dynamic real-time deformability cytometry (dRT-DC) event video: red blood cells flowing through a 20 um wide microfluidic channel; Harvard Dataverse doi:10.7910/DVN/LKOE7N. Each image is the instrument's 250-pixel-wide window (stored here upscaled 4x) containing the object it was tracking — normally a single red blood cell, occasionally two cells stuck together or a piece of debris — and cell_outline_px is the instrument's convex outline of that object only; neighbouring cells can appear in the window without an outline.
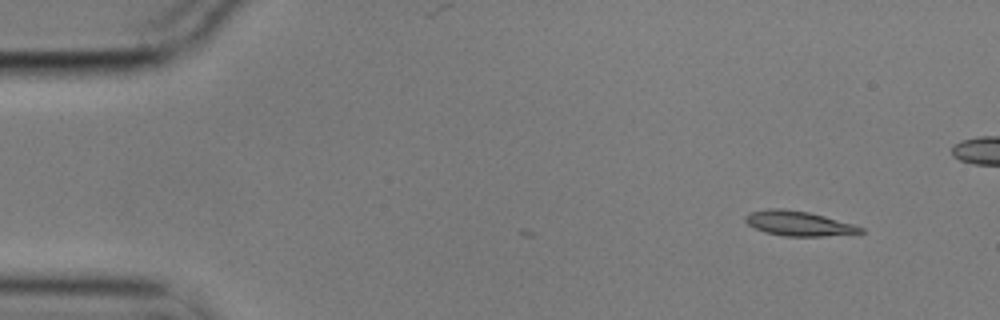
{"species": "common noctule bat (a hibernating species)", "species_latin": "Nyctalus noctula", "temperature_condition": "cold", "stored_images_in_passage": 5, "camera_frame_rate_fps": 3000, "um_per_image_px": 0.085, "animal": {"sex": "male", "body_mass_g": 17.9}, "frame": {"image": 1, "passage_image": 1, "time_ms": 0.0, "image_size_px": [1000, 320], "cell_outline_px": [[864, 232], [824, 236], [784, 236], [764, 232], [748, 224], [744, 220], [744, 216], [748, 212], [768, 208], [784, 208], [808, 212], [824, 216], [852, 224], [864, 228]], "centroid_in_image_um": [67.82, 18.98], "position_along_channel_um": 17.2, "area_um2": 16.59}}